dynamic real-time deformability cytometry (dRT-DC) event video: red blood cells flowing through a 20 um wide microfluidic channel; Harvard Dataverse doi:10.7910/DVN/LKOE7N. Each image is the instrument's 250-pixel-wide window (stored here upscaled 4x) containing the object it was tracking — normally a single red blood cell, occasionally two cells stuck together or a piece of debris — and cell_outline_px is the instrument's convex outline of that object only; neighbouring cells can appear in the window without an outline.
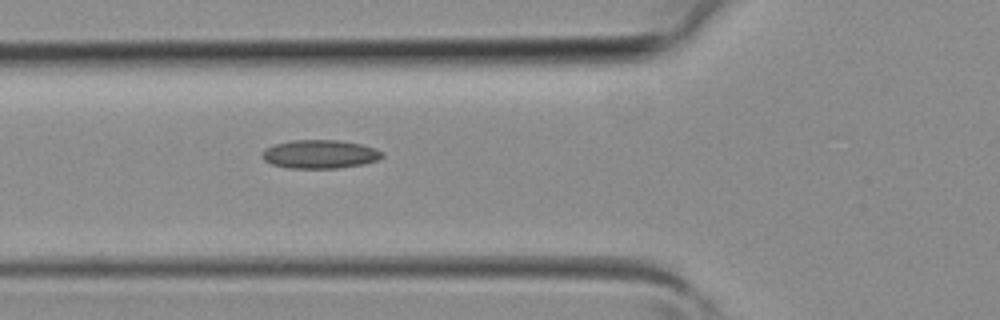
{"species": "common noctule bat (a hibernating species)", "species_latin": "Nyctalus noctula", "temperature_condition": "room temperature", "stored_images_in_passage": 5, "camera_frame_rate_fps": 3000, "um_per_image_px": 0.085, "animal": {"sex": "female", "body_mass_g": 19.3, "forearm_length_mm": 54.1}, "frame": {"image": 1, "passage_image": 5, "time_ms": 1.333, "image_size_px": [1000, 320], "cell_outline_px": [[384, 156], [376, 160], [364, 164], [336, 168], [288, 168], [272, 164], [264, 160], [260, 156], [268, 148], [276, 144], [292, 140], [336, 140], [360, 144], [384, 152]], "centroid_in_image_um": [27.19, 13.11], "position_along_channel_um": 98.6, "area_um2": 19.71}}